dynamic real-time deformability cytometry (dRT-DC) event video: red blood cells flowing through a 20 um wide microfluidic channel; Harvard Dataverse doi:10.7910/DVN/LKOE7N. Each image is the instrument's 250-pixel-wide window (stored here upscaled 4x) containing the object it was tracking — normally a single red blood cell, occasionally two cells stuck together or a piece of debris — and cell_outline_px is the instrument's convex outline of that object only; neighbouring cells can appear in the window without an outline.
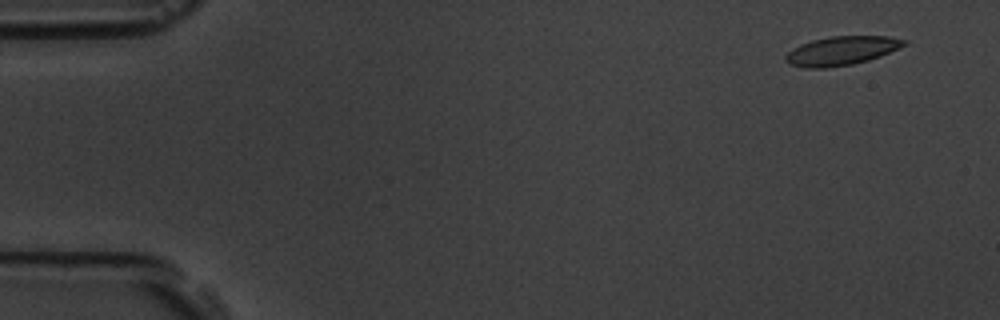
{"species": "common noctule bat (a hibernating species)", "species_latin": "Nyctalus noctula", "temperature_condition": "room temperature", "stored_images_in_passage": 7, "camera_frame_rate_fps": 3000, "um_per_image_px": 0.085, "animal": {"sex": "male", "body_mass_g": 19.5, "forearm_length_mm": 54.6}, "frame": {"image": 1, "passage_image": 2, "time_ms": 1.0, "image_size_px": [1000, 320], "cell_outline_px": [[908, 44], [880, 56], [868, 60], [852, 64], [828, 68], [804, 68], [788, 64], [784, 60], [784, 56], [792, 48], [800, 44], [812, 40], [832, 36], [888, 36], [908, 40]], "centroid_in_image_um": [71.5, 4.32], "position_along_channel_um": 13.5, "area_um2": 20.11}}
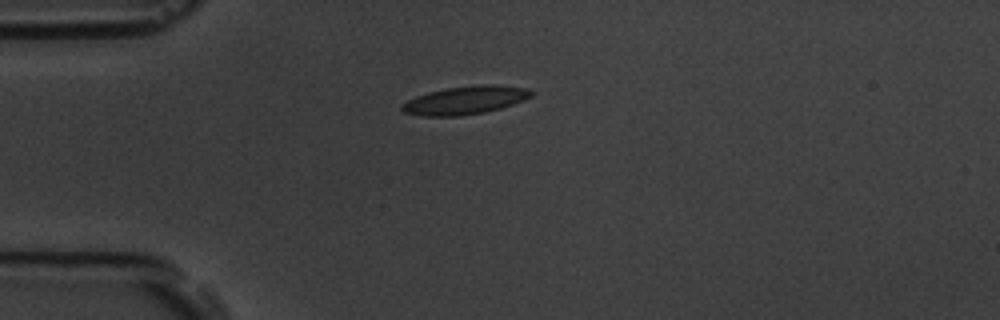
{"frame": {"image": 2, "passage_image": 5, "time_ms": 4.667, "image_size_px": [1000, 320], "cell_outline_px": [[536, 92], [532, 96], [524, 100], [500, 108], [484, 112], [460, 116], [424, 116], [404, 112], [400, 108], [408, 100], [416, 96], [428, 92], [444, 88], [476, 84], [496, 84], [528, 88]], "centroid_in_image_um": [39.59, 8.5], "position_along_channel_um": 45.4, "area_um2": 21.39}}
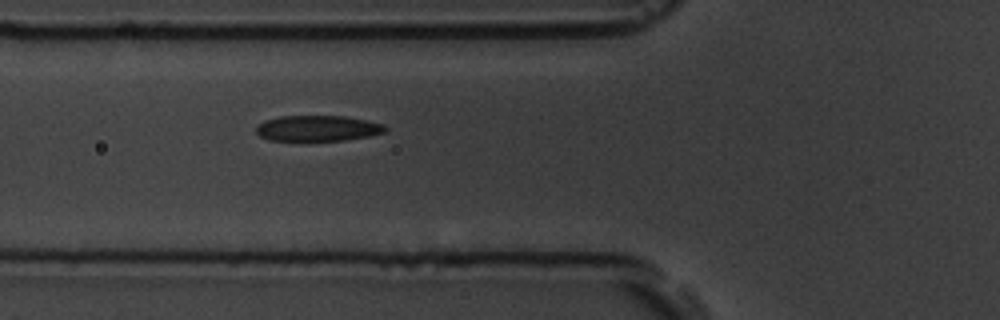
{"frame": {"image": 3, "passage_image": 7, "time_ms": 6.667, "image_size_px": [1000, 320], "cell_outline_px": [[388, 128], [384, 132], [368, 136], [344, 140], [268, 140], [260, 136], [256, 132], [256, 128], [264, 120], [280, 116], [344, 116], [384, 124]], "centroid_in_image_um": [26.99, 10.9], "position_along_channel_um": 98.8, "area_um2": 19.13}}